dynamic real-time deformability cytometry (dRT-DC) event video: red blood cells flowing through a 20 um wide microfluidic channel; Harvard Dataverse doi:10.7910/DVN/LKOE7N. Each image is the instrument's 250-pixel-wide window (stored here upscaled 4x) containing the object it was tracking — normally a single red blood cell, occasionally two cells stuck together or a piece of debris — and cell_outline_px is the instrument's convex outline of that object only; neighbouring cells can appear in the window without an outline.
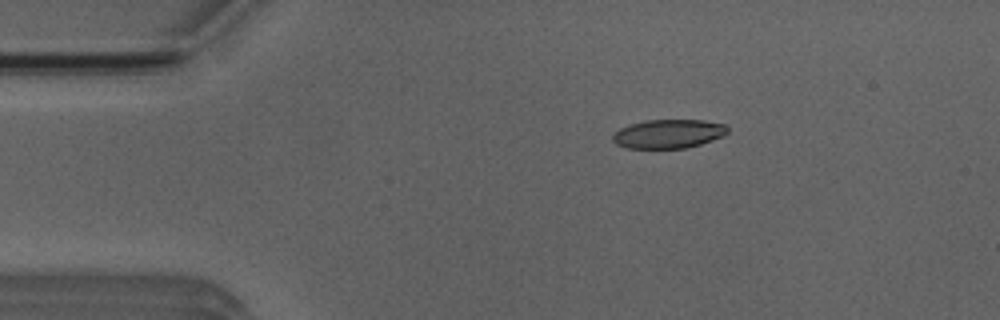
{"species": "Egyptian fruit bat (a non-hibernating species)", "species_latin": "Rousettus aegyptiacus", "temperature_condition": "room temperature", "stored_images_in_passage": 5, "camera_frame_rate_fps": 3000, "um_per_image_px": 0.085, "animal": {"sex": "male"}, "frame": {"image": 1, "passage_image": 3, "time_ms": 2.333, "image_size_px": [1000, 320], "cell_outline_px": [[728, 132], [724, 136], [700, 144], [684, 148], [628, 148], [616, 144], [612, 140], [612, 136], [620, 128], [628, 124], [644, 120], [704, 120], [724, 124], [728, 128]], "centroid_in_image_um": [56.81, 11.37], "position_along_channel_um": 28.2, "area_um2": 19.36}}